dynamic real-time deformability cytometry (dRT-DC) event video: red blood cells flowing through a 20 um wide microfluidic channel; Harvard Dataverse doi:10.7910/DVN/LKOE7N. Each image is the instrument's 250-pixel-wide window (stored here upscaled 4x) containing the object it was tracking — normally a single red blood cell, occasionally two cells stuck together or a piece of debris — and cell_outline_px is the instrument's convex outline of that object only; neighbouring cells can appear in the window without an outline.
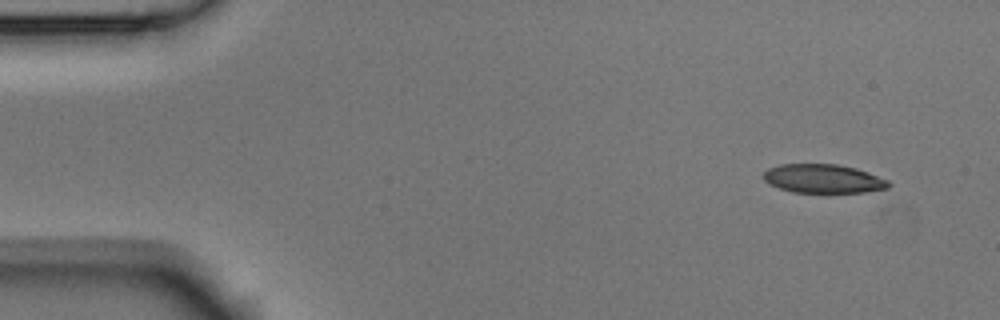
{"species": "Egyptian fruit bat (a non-hibernating species)", "species_latin": "Rousettus aegyptiacus", "temperature_condition": "room temperature", "stored_images_in_passage": 4, "camera_frame_rate_fps": 3000, "um_per_image_px": 0.085, "animal": {"sex": "male"}, "frame": {"image": 1, "passage_image": 1, "time_ms": 0.0, "image_size_px": [1000, 320], "cell_outline_px": [[892, 184], [888, 188], [864, 192], [792, 192], [768, 184], [764, 180], [764, 172], [768, 168], [780, 164], [840, 164], [856, 168], [868, 172], [888, 180]], "centroid_in_image_um": [69.98, 15.18], "position_along_channel_um": 15.0, "area_um2": 21.04}}
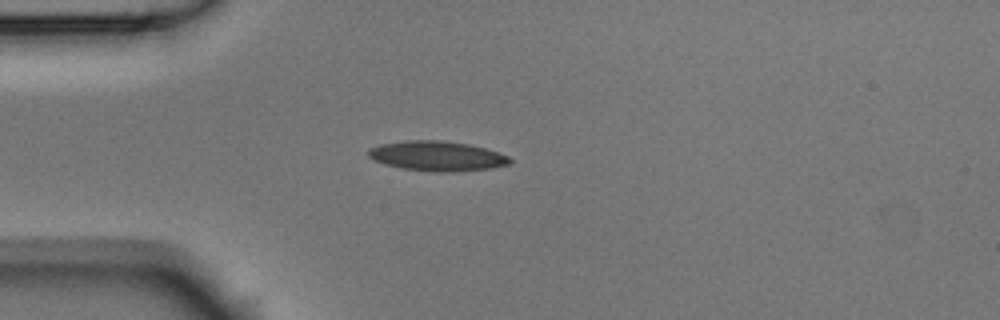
{"frame": {"image": 2, "passage_image": 3, "time_ms": 0.667, "image_size_px": [1000, 320], "cell_outline_px": [[512, 160], [508, 164], [492, 168], [456, 172], [432, 172], [400, 168], [384, 164], [372, 160], [368, 156], [368, 148], [380, 144], [404, 140], [440, 140], [468, 144], [484, 148], [508, 156]], "centroid_in_image_um": [37.09, 13.27], "position_along_channel_um": 47.9, "area_um2": 24.8}}